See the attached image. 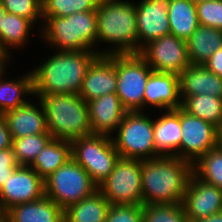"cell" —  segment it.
Instances as JSON below:
<instances>
[{"mask_svg": "<svg viewBox=\"0 0 222 222\" xmlns=\"http://www.w3.org/2000/svg\"><path fill=\"white\" fill-rule=\"evenodd\" d=\"M12 137L4 114L0 113V149L12 148Z\"/></svg>", "mask_w": 222, "mask_h": 222, "instance_id": "38", "label": "cell"}, {"mask_svg": "<svg viewBox=\"0 0 222 222\" xmlns=\"http://www.w3.org/2000/svg\"><path fill=\"white\" fill-rule=\"evenodd\" d=\"M6 14V10L3 8L1 2H0V27L2 22V17Z\"/></svg>", "mask_w": 222, "mask_h": 222, "instance_id": "42", "label": "cell"}, {"mask_svg": "<svg viewBox=\"0 0 222 222\" xmlns=\"http://www.w3.org/2000/svg\"><path fill=\"white\" fill-rule=\"evenodd\" d=\"M0 2L7 13L29 19L35 26L39 24L40 28L37 26L36 28L41 30L42 0H0Z\"/></svg>", "mask_w": 222, "mask_h": 222, "instance_id": "34", "label": "cell"}, {"mask_svg": "<svg viewBox=\"0 0 222 222\" xmlns=\"http://www.w3.org/2000/svg\"><path fill=\"white\" fill-rule=\"evenodd\" d=\"M110 202L96 190L64 211V222H105Z\"/></svg>", "mask_w": 222, "mask_h": 222, "instance_id": "27", "label": "cell"}, {"mask_svg": "<svg viewBox=\"0 0 222 222\" xmlns=\"http://www.w3.org/2000/svg\"><path fill=\"white\" fill-rule=\"evenodd\" d=\"M199 25L222 30V0L196 2Z\"/></svg>", "mask_w": 222, "mask_h": 222, "instance_id": "35", "label": "cell"}, {"mask_svg": "<svg viewBox=\"0 0 222 222\" xmlns=\"http://www.w3.org/2000/svg\"><path fill=\"white\" fill-rule=\"evenodd\" d=\"M54 53V54H53ZM44 62L31 69L33 94H78L86 72L99 56L96 51H53Z\"/></svg>", "mask_w": 222, "mask_h": 222, "instance_id": "1", "label": "cell"}, {"mask_svg": "<svg viewBox=\"0 0 222 222\" xmlns=\"http://www.w3.org/2000/svg\"><path fill=\"white\" fill-rule=\"evenodd\" d=\"M44 183L45 196L63 211L98 190L88 172L72 158L48 176Z\"/></svg>", "mask_w": 222, "mask_h": 222, "instance_id": "7", "label": "cell"}, {"mask_svg": "<svg viewBox=\"0 0 222 222\" xmlns=\"http://www.w3.org/2000/svg\"><path fill=\"white\" fill-rule=\"evenodd\" d=\"M87 103L93 134L113 135L127 112L116 93L105 94Z\"/></svg>", "mask_w": 222, "mask_h": 222, "instance_id": "18", "label": "cell"}, {"mask_svg": "<svg viewBox=\"0 0 222 222\" xmlns=\"http://www.w3.org/2000/svg\"><path fill=\"white\" fill-rule=\"evenodd\" d=\"M37 98L34 101L41 102L53 139L72 141L93 134L88 103L78 94H48Z\"/></svg>", "mask_w": 222, "mask_h": 222, "instance_id": "5", "label": "cell"}, {"mask_svg": "<svg viewBox=\"0 0 222 222\" xmlns=\"http://www.w3.org/2000/svg\"><path fill=\"white\" fill-rule=\"evenodd\" d=\"M71 158V141L52 139L40 151L30 167L33 168L43 180H45Z\"/></svg>", "mask_w": 222, "mask_h": 222, "instance_id": "26", "label": "cell"}, {"mask_svg": "<svg viewBox=\"0 0 222 222\" xmlns=\"http://www.w3.org/2000/svg\"><path fill=\"white\" fill-rule=\"evenodd\" d=\"M96 13V52L99 55L138 54L134 1L101 0L98 2ZM103 42L109 45L107 50L104 48L101 50L98 47L100 44L103 45Z\"/></svg>", "mask_w": 222, "mask_h": 222, "instance_id": "3", "label": "cell"}, {"mask_svg": "<svg viewBox=\"0 0 222 222\" xmlns=\"http://www.w3.org/2000/svg\"><path fill=\"white\" fill-rule=\"evenodd\" d=\"M38 36L54 51H96V10L76 12L66 17L42 16ZM56 48V50L54 49Z\"/></svg>", "mask_w": 222, "mask_h": 222, "instance_id": "4", "label": "cell"}, {"mask_svg": "<svg viewBox=\"0 0 222 222\" xmlns=\"http://www.w3.org/2000/svg\"><path fill=\"white\" fill-rule=\"evenodd\" d=\"M18 166L12 148L0 149V189Z\"/></svg>", "mask_w": 222, "mask_h": 222, "instance_id": "37", "label": "cell"}, {"mask_svg": "<svg viewBox=\"0 0 222 222\" xmlns=\"http://www.w3.org/2000/svg\"><path fill=\"white\" fill-rule=\"evenodd\" d=\"M53 139L50 133L13 139L12 150L19 166H30L40 151Z\"/></svg>", "mask_w": 222, "mask_h": 222, "instance_id": "31", "label": "cell"}, {"mask_svg": "<svg viewBox=\"0 0 222 222\" xmlns=\"http://www.w3.org/2000/svg\"><path fill=\"white\" fill-rule=\"evenodd\" d=\"M190 1H193V2H198V1H201V0H190Z\"/></svg>", "mask_w": 222, "mask_h": 222, "instance_id": "45", "label": "cell"}, {"mask_svg": "<svg viewBox=\"0 0 222 222\" xmlns=\"http://www.w3.org/2000/svg\"><path fill=\"white\" fill-rule=\"evenodd\" d=\"M149 115L145 111L126 112L114 132L116 135H111L120 157L139 160L160 157L156 153L153 119Z\"/></svg>", "mask_w": 222, "mask_h": 222, "instance_id": "6", "label": "cell"}, {"mask_svg": "<svg viewBox=\"0 0 222 222\" xmlns=\"http://www.w3.org/2000/svg\"><path fill=\"white\" fill-rule=\"evenodd\" d=\"M196 222H222V211L214 213L211 216L200 219Z\"/></svg>", "mask_w": 222, "mask_h": 222, "instance_id": "41", "label": "cell"}, {"mask_svg": "<svg viewBox=\"0 0 222 222\" xmlns=\"http://www.w3.org/2000/svg\"><path fill=\"white\" fill-rule=\"evenodd\" d=\"M193 173L202 181L222 190V145L209 150L193 164Z\"/></svg>", "mask_w": 222, "mask_h": 222, "instance_id": "30", "label": "cell"}, {"mask_svg": "<svg viewBox=\"0 0 222 222\" xmlns=\"http://www.w3.org/2000/svg\"><path fill=\"white\" fill-rule=\"evenodd\" d=\"M192 65H203L211 55L222 48V30L199 25L186 40Z\"/></svg>", "mask_w": 222, "mask_h": 222, "instance_id": "23", "label": "cell"}, {"mask_svg": "<svg viewBox=\"0 0 222 222\" xmlns=\"http://www.w3.org/2000/svg\"><path fill=\"white\" fill-rule=\"evenodd\" d=\"M139 54L156 72L179 76L191 65L186 40L177 38L171 33L149 42Z\"/></svg>", "mask_w": 222, "mask_h": 222, "instance_id": "12", "label": "cell"}, {"mask_svg": "<svg viewBox=\"0 0 222 222\" xmlns=\"http://www.w3.org/2000/svg\"><path fill=\"white\" fill-rule=\"evenodd\" d=\"M6 73L0 77V113L16 109L26 104L30 96L34 97L31 70L15 79ZM5 76V77H4ZM26 99V97H28Z\"/></svg>", "mask_w": 222, "mask_h": 222, "instance_id": "24", "label": "cell"}, {"mask_svg": "<svg viewBox=\"0 0 222 222\" xmlns=\"http://www.w3.org/2000/svg\"><path fill=\"white\" fill-rule=\"evenodd\" d=\"M98 190L110 205H143L141 160L120 157Z\"/></svg>", "mask_w": 222, "mask_h": 222, "instance_id": "10", "label": "cell"}, {"mask_svg": "<svg viewBox=\"0 0 222 222\" xmlns=\"http://www.w3.org/2000/svg\"><path fill=\"white\" fill-rule=\"evenodd\" d=\"M7 222H64V211L50 198L14 205L2 216Z\"/></svg>", "mask_w": 222, "mask_h": 222, "instance_id": "22", "label": "cell"}, {"mask_svg": "<svg viewBox=\"0 0 222 222\" xmlns=\"http://www.w3.org/2000/svg\"><path fill=\"white\" fill-rule=\"evenodd\" d=\"M170 33L187 40L199 26L196 2L169 0L167 9Z\"/></svg>", "mask_w": 222, "mask_h": 222, "instance_id": "25", "label": "cell"}, {"mask_svg": "<svg viewBox=\"0 0 222 222\" xmlns=\"http://www.w3.org/2000/svg\"><path fill=\"white\" fill-rule=\"evenodd\" d=\"M145 204L182 203L193 174V164L175 156L141 160Z\"/></svg>", "mask_w": 222, "mask_h": 222, "instance_id": "2", "label": "cell"}, {"mask_svg": "<svg viewBox=\"0 0 222 222\" xmlns=\"http://www.w3.org/2000/svg\"><path fill=\"white\" fill-rule=\"evenodd\" d=\"M13 55L0 47V77L7 71V65L11 64ZM10 62V63H9Z\"/></svg>", "mask_w": 222, "mask_h": 222, "instance_id": "40", "label": "cell"}, {"mask_svg": "<svg viewBox=\"0 0 222 222\" xmlns=\"http://www.w3.org/2000/svg\"><path fill=\"white\" fill-rule=\"evenodd\" d=\"M29 101L16 109L4 113L12 139L49 133L43 106Z\"/></svg>", "mask_w": 222, "mask_h": 222, "instance_id": "19", "label": "cell"}, {"mask_svg": "<svg viewBox=\"0 0 222 222\" xmlns=\"http://www.w3.org/2000/svg\"><path fill=\"white\" fill-rule=\"evenodd\" d=\"M143 222H190L182 203L145 204Z\"/></svg>", "mask_w": 222, "mask_h": 222, "instance_id": "33", "label": "cell"}, {"mask_svg": "<svg viewBox=\"0 0 222 222\" xmlns=\"http://www.w3.org/2000/svg\"><path fill=\"white\" fill-rule=\"evenodd\" d=\"M181 108L222 130V98L206 94L190 95L181 101Z\"/></svg>", "mask_w": 222, "mask_h": 222, "instance_id": "29", "label": "cell"}, {"mask_svg": "<svg viewBox=\"0 0 222 222\" xmlns=\"http://www.w3.org/2000/svg\"><path fill=\"white\" fill-rule=\"evenodd\" d=\"M181 101L190 95H212L222 98V77L204 65H189L179 75Z\"/></svg>", "mask_w": 222, "mask_h": 222, "instance_id": "21", "label": "cell"}, {"mask_svg": "<svg viewBox=\"0 0 222 222\" xmlns=\"http://www.w3.org/2000/svg\"><path fill=\"white\" fill-rule=\"evenodd\" d=\"M116 90V54L99 55L89 66L78 95L89 102Z\"/></svg>", "mask_w": 222, "mask_h": 222, "instance_id": "16", "label": "cell"}, {"mask_svg": "<svg viewBox=\"0 0 222 222\" xmlns=\"http://www.w3.org/2000/svg\"><path fill=\"white\" fill-rule=\"evenodd\" d=\"M136 23L138 34V54L149 42L170 34L168 5L169 0H138Z\"/></svg>", "mask_w": 222, "mask_h": 222, "instance_id": "14", "label": "cell"}, {"mask_svg": "<svg viewBox=\"0 0 222 222\" xmlns=\"http://www.w3.org/2000/svg\"><path fill=\"white\" fill-rule=\"evenodd\" d=\"M154 107L159 111L181 107L179 76L153 71L144 91V111Z\"/></svg>", "mask_w": 222, "mask_h": 222, "instance_id": "17", "label": "cell"}, {"mask_svg": "<svg viewBox=\"0 0 222 222\" xmlns=\"http://www.w3.org/2000/svg\"><path fill=\"white\" fill-rule=\"evenodd\" d=\"M180 159L194 164L220 145L221 130L210 122L188 114L180 107Z\"/></svg>", "mask_w": 222, "mask_h": 222, "instance_id": "11", "label": "cell"}, {"mask_svg": "<svg viewBox=\"0 0 222 222\" xmlns=\"http://www.w3.org/2000/svg\"><path fill=\"white\" fill-rule=\"evenodd\" d=\"M220 144L222 145V130H221Z\"/></svg>", "mask_w": 222, "mask_h": 222, "instance_id": "44", "label": "cell"}, {"mask_svg": "<svg viewBox=\"0 0 222 222\" xmlns=\"http://www.w3.org/2000/svg\"><path fill=\"white\" fill-rule=\"evenodd\" d=\"M45 196V183L30 166H18L0 189V216L14 205Z\"/></svg>", "mask_w": 222, "mask_h": 222, "instance_id": "13", "label": "cell"}, {"mask_svg": "<svg viewBox=\"0 0 222 222\" xmlns=\"http://www.w3.org/2000/svg\"><path fill=\"white\" fill-rule=\"evenodd\" d=\"M0 222H7V221L0 216Z\"/></svg>", "mask_w": 222, "mask_h": 222, "instance_id": "43", "label": "cell"}, {"mask_svg": "<svg viewBox=\"0 0 222 222\" xmlns=\"http://www.w3.org/2000/svg\"><path fill=\"white\" fill-rule=\"evenodd\" d=\"M152 72L140 54H116V95L127 111H144V91Z\"/></svg>", "mask_w": 222, "mask_h": 222, "instance_id": "9", "label": "cell"}, {"mask_svg": "<svg viewBox=\"0 0 222 222\" xmlns=\"http://www.w3.org/2000/svg\"><path fill=\"white\" fill-rule=\"evenodd\" d=\"M32 30L36 29L29 19L6 12L0 27V47L12 55L10 50L24 48L29 43Z\"/></svg>", "mask_w": 222, "mask_h": 222, "instance_id": "28", "label": "cell"}, {"mask_svg": "<svg viewBox=\"0 0 222 222\" xmlns=\"http://www.w3.org/2000/svg\"><path fill=\"white\" fill-rule=\"evenodd\" d=\"M105 222H143V205H110Z\"/></svg>", "mask_w": 222, "mask_h": 222, "instance_id": "36", "label": "cell"}, {"mask_svg": "<svg viewBox=\"0 0 222 222\" xmlns=\"http://www.w3.org/2000/svg\"><path fill=\"white\" fill-rule=\"evenodd\" d=\"M72 159L81 165L99 186L120 158L110 135L92 134L71 141Z\"/></svg>", "mask_w": 222, "mask_h": 222, "instance_id": "8", "label": "cell"}, {"mask_svg": "<svg viewBox=\"0 0 222 222\" xmlns=\"http://www.w3.org/2000/svg\"><path fill=\"white\" fill-rule=\"evenodd\" d=\"M203 65L208 70L222 77V48L214 52Z\"/></svg>", "mask_w": 222, "mask_h": 222, "instance_id": "39", "label": "cell"}, {"mask_svg": "<svg viewBox=\"0 0 222 222\" xmlns=\"http://www.w3.org/2000/svg\"><path fill=\"white\" fill-rule=\"evenodd\" d=\"M99 0H42V16L66 17L76 12L97 10Z\"/></svg>", "mask_w": 222, "mask_h": 222, "instance_id": "32", "label": "cell"}, {"mask_svg": "<svg viewBox=\"0 0 222 222\" xmlns=\"http://www.w3.org/2000/svg\"><path fill=\"white\" fill-rule=\"evenodd\" d=\"M160 112L157 119L153 117L156 153L159 156H175L180 158V143L182 137L180 107Z\"/></svg>", "mask_w": 222, "mask_h": 222, "instance_id": "20", "label": "cell"}, {"mask_svg": "<svg viewBox=\"0 0 222 222\" xmlns=\"http://www.w3.org/2000/svg\"><path fill=\"white\" fill-rule=\"evenodd\" d=\"M190 222L222 211V190L192 174L182 202Z\"/></svg>", "mask_w": 222, "mask_h": 222, "instance_id": "15", "label": "cell"}]
</instances>
